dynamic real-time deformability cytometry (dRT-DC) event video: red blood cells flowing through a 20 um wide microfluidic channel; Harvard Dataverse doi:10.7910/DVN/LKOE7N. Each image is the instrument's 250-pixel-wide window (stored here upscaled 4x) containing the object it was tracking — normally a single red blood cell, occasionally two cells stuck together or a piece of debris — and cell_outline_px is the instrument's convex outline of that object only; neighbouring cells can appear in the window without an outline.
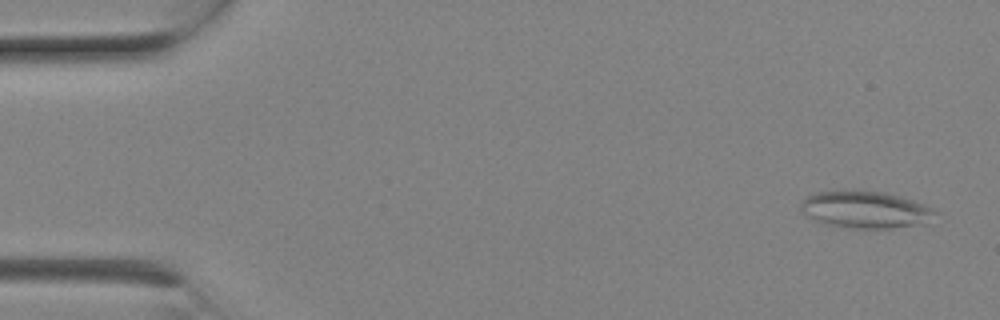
{"species": "Egyptian fruit bat (a non-hibernating species)", "species_latin": "Rousettus aegyptiacus", "temperature_condition": "room temperature", "stored_images_in_passage": 7, "camera_frame_rate_fps": 3000, "um_per_image_px": 0.085, "animal": {"sex": "female"}, "frame": {"image": 1, "passage_image": 1, "time_ms": 0.0, "image_size_px": [1000, 320], "cell_outline_px": [[940, 212], [932, 224], [892, 228], [856, 228], [824, 224], [800, 212], [800, 204], [808, 196], [816, 192], [844, 188], [884, 192], [900, 196], [924, 204]], "centroid_in_image_um": [73.63, 17.81], "position_along_channel_um": 11.4, "area_um2": 30.0}}